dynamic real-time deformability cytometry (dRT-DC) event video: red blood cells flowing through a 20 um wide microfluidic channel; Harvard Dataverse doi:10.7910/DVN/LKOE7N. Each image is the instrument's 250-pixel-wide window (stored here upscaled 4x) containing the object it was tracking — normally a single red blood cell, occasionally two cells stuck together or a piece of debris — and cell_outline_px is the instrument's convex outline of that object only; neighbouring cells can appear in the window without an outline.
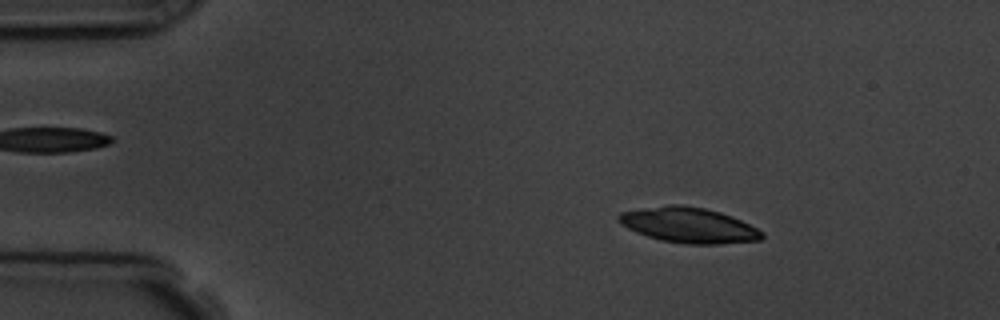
{"species": "common noctule bat (a hibernating species)", "species_latin": "Nyctalus noctula", "temperature_condition": "room temperature", "stored_images_in_passage": 4, "camera_frame_rate_fps": 3000, "um_per_image_px": 0.085, "animal": {"sex": "male", "body_mass_g": 19.5, "forearm_length_mm": 54.6}, "frame": {"image": 1, "passage_image": 2, "time_ms": 1.333, "image_size_px": [1000, 320], "cell_outline_px": [[764, 236], [760, 240], [720, 244], [684, 244], [660, 240], [636, 232], [620, 224], [616, 220], [616, 216], [620, 212], [640, 208], [668, 204], [680, 204], [704, 208], [720, 212], [732, 216], [764, 232]], "centroid_in_image_um": [58.5, 19.13], "position_along_channel_um": 26.5, "area_um2": 29.71}}